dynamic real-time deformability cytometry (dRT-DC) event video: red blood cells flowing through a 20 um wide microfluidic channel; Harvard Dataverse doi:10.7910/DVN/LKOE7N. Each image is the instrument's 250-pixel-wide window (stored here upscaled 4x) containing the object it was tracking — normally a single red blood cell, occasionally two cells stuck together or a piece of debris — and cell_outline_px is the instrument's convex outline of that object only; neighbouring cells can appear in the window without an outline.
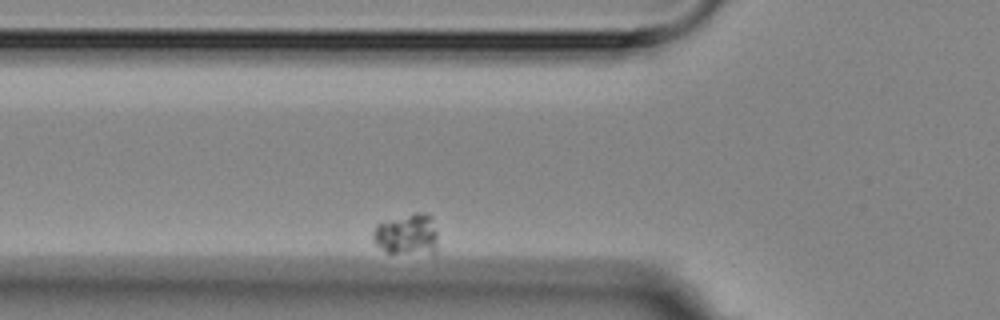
{"species": "Egyptian fruit bat (a non-hibernating species)", "species_latin": "Rousettus aegyptiacus", "temperature_condition": "room temperature", "stored_images_in_passage": 3, "camera_frame_rate_fps": 3000, "um_per_image_px": 0.085, "animal": {"sex": "female"}, "frame": {"image": 1, "passage_image": 2, "time_ms": 1.333, "image_size_px": [1000, 320], "cell_outline_px": [[436, 256], [432, 256], [384, 252], [372, 240], [372, 232], [376, 224], [416, 212], [424, 212], [432, 216], [436, 232]], "centroid_in_image_um": [34.62, 19.98], "position_along_channel_um": 91.2, "area_um2": 16.13}}